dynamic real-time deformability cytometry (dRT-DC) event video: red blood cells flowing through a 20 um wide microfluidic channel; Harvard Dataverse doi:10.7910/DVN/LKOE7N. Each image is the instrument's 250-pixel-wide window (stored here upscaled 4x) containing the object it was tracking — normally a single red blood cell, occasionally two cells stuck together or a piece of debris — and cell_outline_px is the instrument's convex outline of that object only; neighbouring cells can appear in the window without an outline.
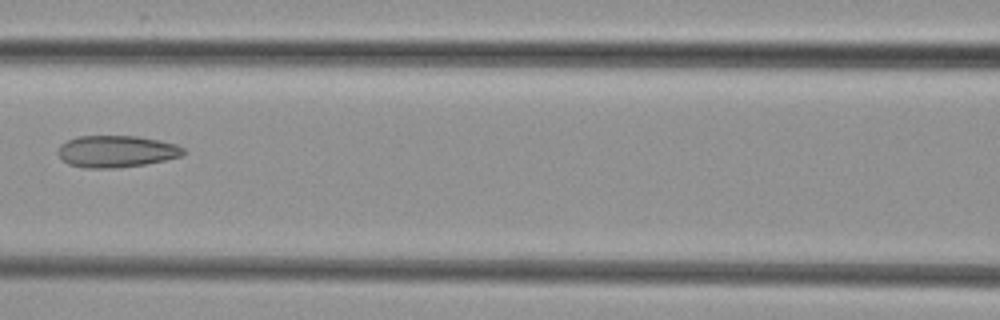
{"species": "common noctule bat (a hibernating species)", "species_latin": "Nyctalus noctula", "temperature_condition": "cold", "stored_images_in_passage": 3, "camera_frame_rate_fps": 3000, "um_per_image_px": 0.085, "animal": {"sex": "female", "body_mass_g": 29.2, "forearm_length_mm": 56.3}, "frame": {"image": 1, "passage_image": 3, "time_ms": 2.333, "image_size_px": [1000, 320], "cell_outline_px": [[184, 156], [144, 164], [120, 168], [84, 168], [68, 164], [56, 152], [60, 144], [76, 136], [140, 136], [160, 140], [176, 144], [184, 148]], "centroid_in_image_um": [9.89, 12.86], "position_along_channel_um": 156.7, "area_um2": 23.47}}